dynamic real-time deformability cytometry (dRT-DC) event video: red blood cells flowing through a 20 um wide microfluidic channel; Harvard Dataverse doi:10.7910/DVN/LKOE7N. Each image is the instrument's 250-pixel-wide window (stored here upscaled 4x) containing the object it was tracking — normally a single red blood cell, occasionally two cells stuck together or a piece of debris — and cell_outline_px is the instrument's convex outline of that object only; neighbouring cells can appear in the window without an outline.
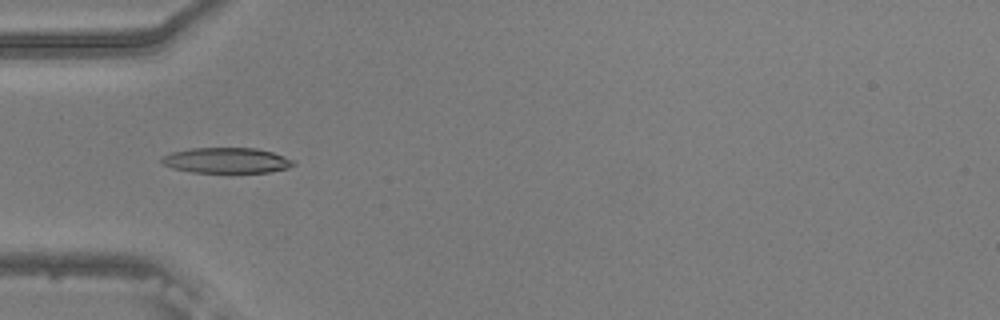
{"species": "common noctule bat (a hibernating species)", "species_latin": "Nyctalus noctula", "temperature_condition": "warm", "stored_images_in_passage": 54, "camera_frame_rate_fps": 3000, "um_per_image_px": 0.085, "animal": {"sex": "male", "body_mass_g": 20.5, "forearm_length_mm": 52.5}, "frame": {"image": 1, "passage_image": 17, "time_ms": 5.333, "image_size_px": [1000, 320], "cell_outline_px": [[296, 164], [288, 168], [268, 172], [192, 172], [172, 168], [164, 164], [160, 160], [160, 156], [172, 152], [192, 148], [256, 148], [272, 152], [296, 160]], "centroid_in_image_um": [19.27, 13.63], "position_along_channel_um": 65.7, "area_um2": 19.59}}
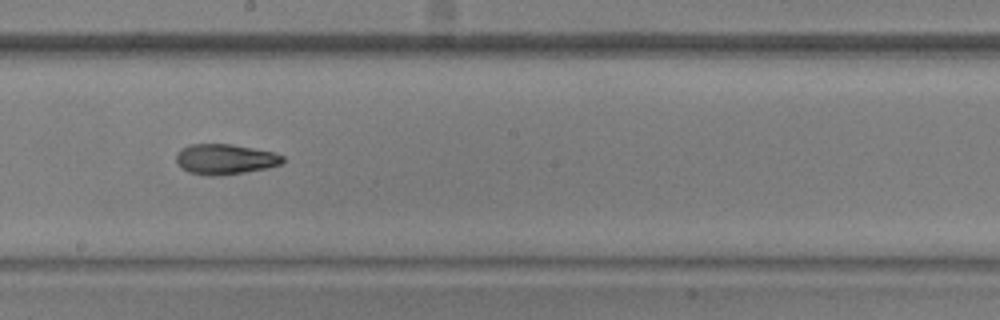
{"frame": {"image": 2, "passage_image": 30, "time_ms": 9.667, "image_size_px": [1000, 320], "cell_outline_px": [[284, 160], [280, 164], [268, 168], [244, 172], [216, 176], [208, 176], [188, 172], [180, 168], [176, 164], [176, 152], [180, 148], [188, 144], [232, 144], [272, 152], [284, 156]], "centroid_in_image_um": [19.06, 13.53], "position_along_channel_um": 229.1, "area_um2": 19.02}}
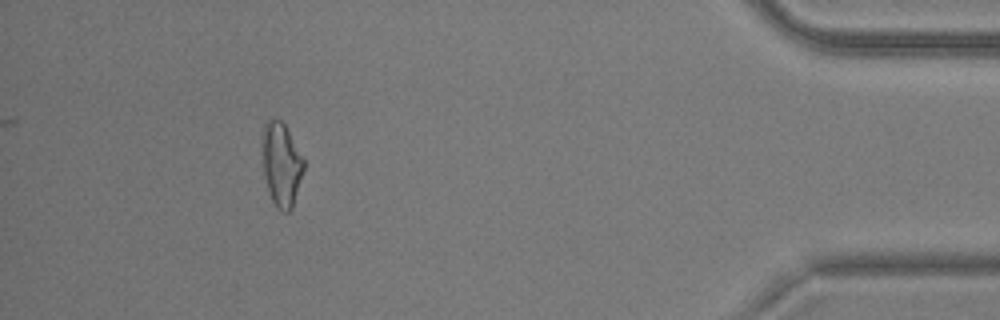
{"frame": {"image": 3, "passage_image": 49, "time_ms": 16.0, "image_size_px": [1000, 320], "cell_outline_px": [[304, 168], [292, 208], [288, 212], [284, 212], [276, 208], [272, 200], [264, 176], [260, 140], [260, 132], [264, 124], [272, 116], [280, 120], [284, 124], [304, 160]], "centroid_in_image_um": [23.86, 13.92], "position_along_channel_um": 411.3, "area_um2": 20.46}, "authors_computed_cell_mechanics": {"area_um2": 19.2763, "velocity_mm_per_s": 3.76, "shape_relaxation_time_tau1_ms": null, "shape_relaxation_time_tau2_ms": 2.7595, "deformation_change_tau1": null, "deformation_change_tau2": 0.0992}}